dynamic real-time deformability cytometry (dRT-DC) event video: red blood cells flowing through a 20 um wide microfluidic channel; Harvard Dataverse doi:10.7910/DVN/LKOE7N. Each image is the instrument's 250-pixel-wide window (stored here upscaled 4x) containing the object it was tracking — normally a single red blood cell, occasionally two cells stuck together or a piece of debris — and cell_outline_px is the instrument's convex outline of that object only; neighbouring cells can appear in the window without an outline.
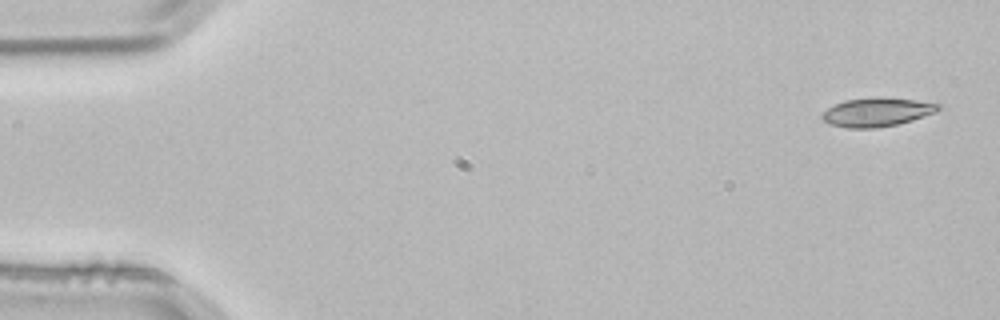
{"species": "common noctule bat (a hibernating species)", "species_latin": "Nyctalus noctula", "temperature_condition": "room temperature", "stored_images_in_passage": 3, "camera_frame_rate_fps": 3000, "um_per_image_px": 0.085, "animal": {"sex": "male", "body_mass_g": 21.5, "forearm_length_mm": 52.0}, "frame": {"image": 1, "passage_image": 1, "time_ms": 0.0, "image_size_px": [1000, 320], "cell_outline_px": [[940, 108], [936, 112], [912, 120], [896, 124], [876, 128], [848, 128], [828, 124], [820, 116], [820, 112], [844, 100], [880, 96], [916, 100], [940, 104]], "centroid_in_image_um": [74.5, 9.52], "position_along_channel_um": 10.5, "area_um2": 19.59}}
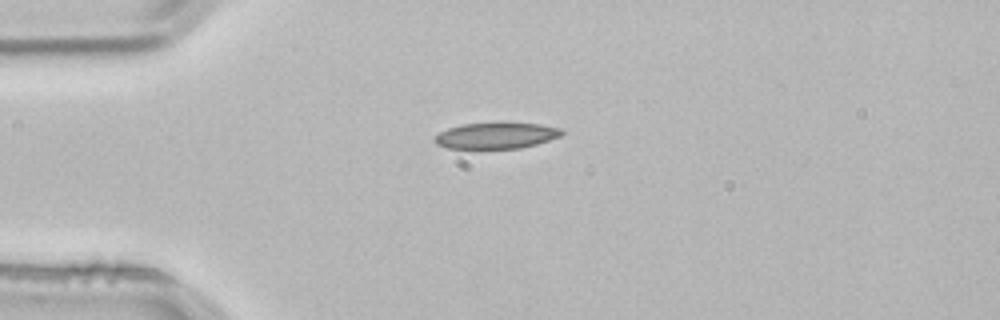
{"frame": {"image": 2, "passage_image": 3, "time_ms": 0.667, "image_size_px": [1000, 320], "cell_outline_px": [[564, 132], [560, 136], [536, 144], [520, 148], [448, 148], [436, 144], [432, 140], [440, 132], [448, 128], [464, 124], [540, 124], [560, 128]], "centroid_in_image_um": [42.15, 11.54], "position_along_channel_um": 42.8, "area_um2": 18.79}}